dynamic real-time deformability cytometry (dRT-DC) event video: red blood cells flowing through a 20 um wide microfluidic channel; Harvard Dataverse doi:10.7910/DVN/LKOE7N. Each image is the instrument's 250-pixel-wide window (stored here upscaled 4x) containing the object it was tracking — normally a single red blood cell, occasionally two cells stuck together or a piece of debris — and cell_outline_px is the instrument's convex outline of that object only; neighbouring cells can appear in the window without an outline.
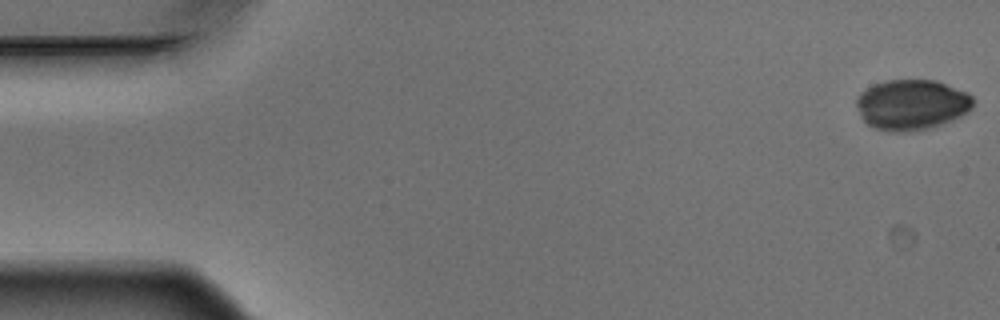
{"species": "Egyptian fruit bat (a non-hibernating species)", "species_latin": "Rousettus aegyptiacus", "temperature_condition": "warm", "stored_images_in_passage": 5, "camera_frame_rate_fps": 3000, "um_per_image_px": 0.085, "animal": {"sex": "male"}, "frame": {"image": 1, "passage_image": 1, "time_ms": 0.0, "image_size_px": [1000, 320], "cell_outline_px": [[972, 108], [968, 112], [952, 120], [928, 128], [904, 132], [888, 132], [872, 128], [860, 116], [856, 104], [856, 100], [860, 92], [876, 84], [888, 80], [936, 80], [968, 92], [972, 96]], "centroid_in_image_um": [77.48, 8.9], "position_along_channel_um": 7.5, "area_um2": 34.28}}